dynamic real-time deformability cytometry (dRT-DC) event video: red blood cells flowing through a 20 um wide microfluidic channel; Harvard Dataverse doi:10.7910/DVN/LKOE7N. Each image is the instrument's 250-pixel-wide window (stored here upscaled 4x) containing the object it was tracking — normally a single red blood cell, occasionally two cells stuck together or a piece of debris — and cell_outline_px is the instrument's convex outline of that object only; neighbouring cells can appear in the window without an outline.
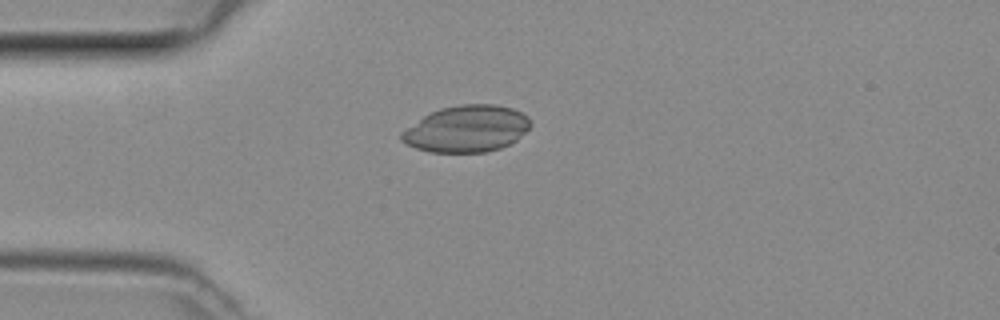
{"species": "common noctule bat (a hibernating species)", "species_latin": "Nyctalus noctula", "temperature_condition": "room temperature", "stored_images_in_passage": 38, "camera_frame_rate_fps": 3000, "um_per_image_px": 0.085, "animal": {"sex": "female", "body_mass_g": 29.2, "forearm_length_mm": 56.3}, "frame": {"image": 1, "passage_image": 3, "time_ms": 0.667, "image_size_px": [1000, 320], "cell_outline_px": [[528, 128], [516, 140], [500, 148], [484, 152], [432, 152], [416, 148], [400, 140], [400, 132], [424, 116], [440, 108], [460, 104], [496, 104], [512, 108], [528, 116]], "centroid_in_image_um": [39.64, 10.94], "position_along_channel_um": 45.4, "area_um2": 34.68}}
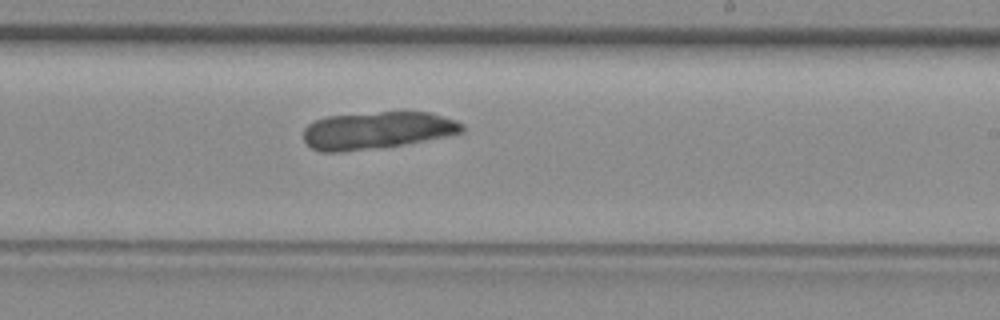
{"frame": {"image": 2, "passage_image": 19, "time_ms": 6.0, "image_size_px": [1000, 320], "cell_outline_px": [[464, 128], [460, 132], [444, 136], [404, 144], [340, 152], [320, 152], [312, 148], [304, 140], [304, 128], [308, 124], [316, 120], [328, 116], [380, 112], [432, 112], [456, 120], [464, 124]], "centroid_in_image_um": [32.03, 11.07], "position_along_channel_um": 257.0, "area_um2": 34.1}}
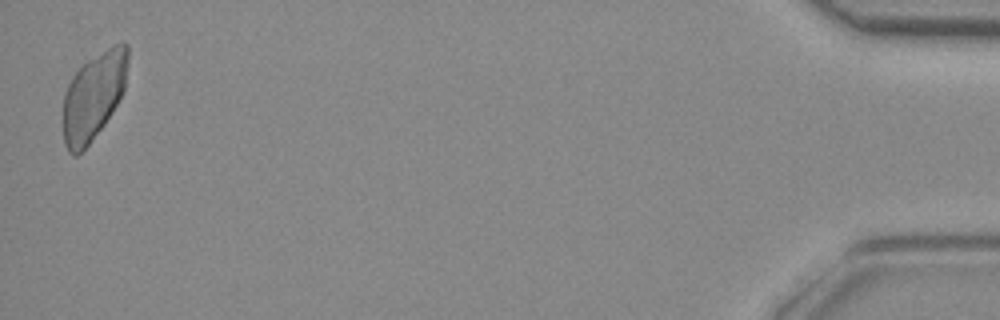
{"frame": {"image": 3, "passage_image": 38, "time_ms": 12.333, "image_size_px": [1000, 320], "cell_outline_px": [[128, 64], [124, 92], [112, 112], [104, 124], [88, 144], [76, 156], [72, 156], [68, 152], [64, 144], [64, 92], [72, 76], [88, 60], [112, 44], [120, 40], [124, 40], [128, 44]], "centroid_in_image_um": [7.98, 8.11], "position_along_channel_um": 427.2, "area_um2": 33.12}}